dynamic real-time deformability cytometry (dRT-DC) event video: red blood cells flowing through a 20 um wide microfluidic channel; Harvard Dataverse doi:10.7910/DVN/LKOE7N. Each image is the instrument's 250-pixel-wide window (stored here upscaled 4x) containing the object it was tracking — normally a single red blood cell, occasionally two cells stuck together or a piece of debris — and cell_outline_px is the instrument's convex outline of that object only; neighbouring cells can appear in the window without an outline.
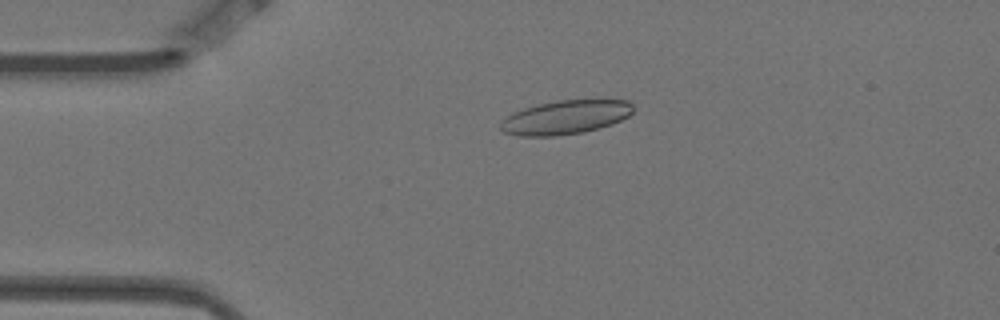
{"species": "Egyptian fruit bat (a non-hibernating species)", "species_latin": "Rousettus aegyptiacus", "temperature_condition": "warm", "stored_images_in_passage": 5, "camera_frame_rate_fps": 3000, "um_per_image_px": 0.085, "animal": {"sex": "female"}, "frame": {"image": 1, "passage_image": 4, "time_ms": 1.0, "image_size_px": [1000, 320], "cell_outline_px": [[632, 112], [628, 116], [612, 124], [584, 132], [556, 136], [520, 136], [504, 132], [500, 128], [500, 124], [512, 112], [536, 104], [556, 100], [628, 100], [632, 104]], "centroid_in_image_um": [48.05, 9.97], "position_along_channel_um": 36.9, "area_um2": 26.13}}